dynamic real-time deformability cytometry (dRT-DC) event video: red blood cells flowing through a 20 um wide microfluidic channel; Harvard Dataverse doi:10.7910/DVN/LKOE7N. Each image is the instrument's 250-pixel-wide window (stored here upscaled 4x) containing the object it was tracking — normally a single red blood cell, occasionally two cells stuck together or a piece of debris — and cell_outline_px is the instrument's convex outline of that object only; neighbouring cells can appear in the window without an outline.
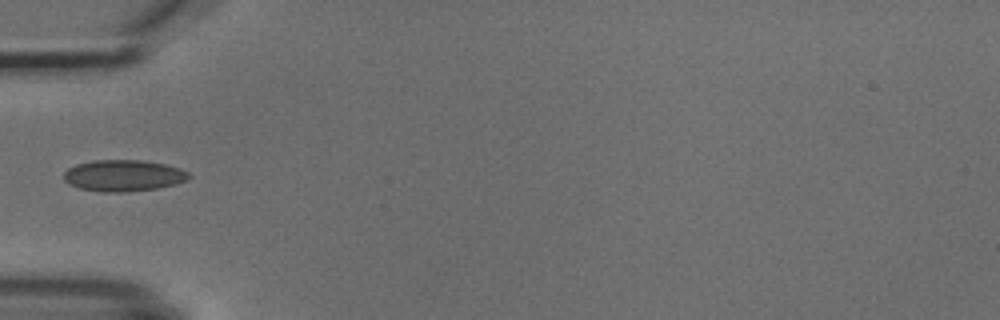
{"species": "common noctule bat (a hibernating species)", "species_latin": "Nyctalus noctula", "temperature_condition": "cold", "stored_images_in_passage": 5, "camera_frame_rate_fps": 3000, "um_per_image_px": 0.085, "animal": {"sex": "male", "body_mass_g": 18.8}, "frame": {"image": 1, "passage_image": 5, "time_ms": 4.667, "image_size_px": [1000, 320], "cell_outline_px": [[192, 176], [176, 184], [156, 188], [124, 192], [104, 192], [80, 188], [68, 184], [64, 180], [64, 172], [68, 168], [76, 164], [92, 160], [140, 160], [164, 164], [180, 168], [188, 172]], "centroid_in_image_um": [10.47, 14.92], "position_along_channel_um": 74.5, "area_um2": 22.83}}